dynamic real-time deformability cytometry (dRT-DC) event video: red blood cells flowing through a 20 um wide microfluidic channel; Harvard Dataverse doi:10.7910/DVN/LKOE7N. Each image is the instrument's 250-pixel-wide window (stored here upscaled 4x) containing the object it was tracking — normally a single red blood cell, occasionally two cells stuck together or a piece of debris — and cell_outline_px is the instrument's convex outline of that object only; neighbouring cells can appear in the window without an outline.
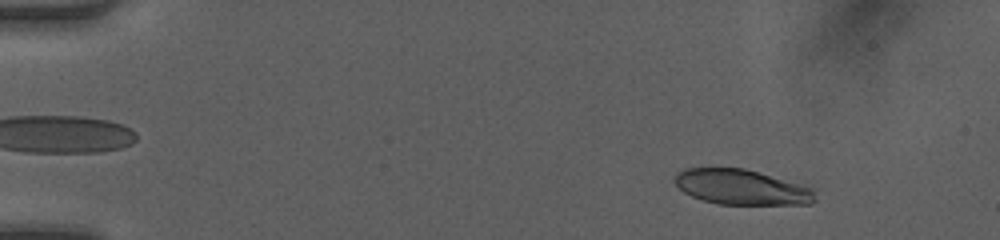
{"species": "human", "species_latin": "Homo sapiens", "temperature_condition": "room temperature", "stored_images_in_passage": 48, "camera_frame_rate_fps": 3000, "um_per_image_px": 0.085, "donor": {"sex": "female"}, "frame": {"image": 1, "passage_image": 6, "time_ms": 1.667, "image_size_px": [1000, 240], "cell_outline_px": [[816, 200], [812, 204], [720, 204], [704, 200], [692, 196], [684, 192], [672, 180], [676, 172], [684, 168], [744, 168], [812, 188]], "centroid_in_image_um": [62.98, 15.9], "position_along_channel_um": 22.0, "area_um2": 28.5}}
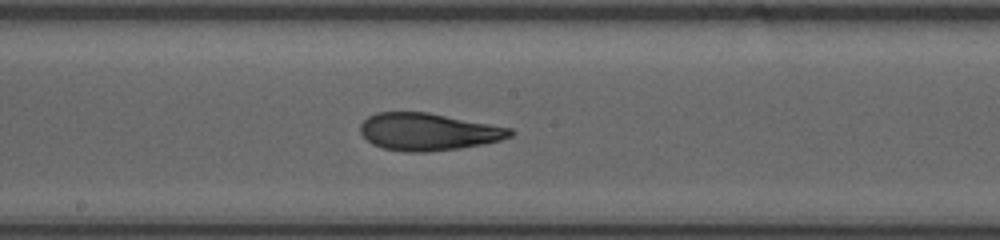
{"frame": {"image": 2, "passage_image": 27, "time_ms": 8.667, "image_size_px": [1000, 240], "cell_outline_px": [[516, 132], [512, 136], [500, 140], [460, 148], [428, 152], [404, 152], [380, 148], [372, 144], [360, 132], [360, 124], [368, 116], [376, 112], [428, 112], [512, 128]], "centroid_in_image_um": [36.38, 11.2], "position_along_channel_um": 211.8, "area_um2": 32.71}}
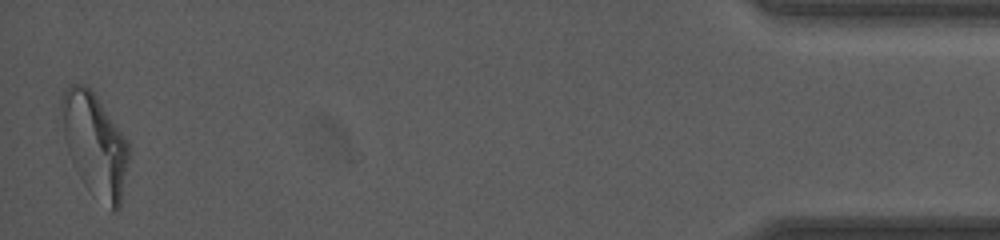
{"frame": {"image": 3, "passage_image": 48, "time_ms": 15.667, "image_size_px": [1000, 240], "cell_outline_px": [[128, 160], [120, 208], [116, 212], [112, 212], [72, 160], [68, 152], [64, 136], [60, 104], [60, 96], [64, 88], [72, 84], [88, 84], [92, 88], [128, 140]], "centroid_in_image_um": [8.07, 12.11], "position_along_channel_um": 427.1, "area_um2": 39.25}, "authors_computed_cell_mechanics": {"area_um2": 32.657, "velocity_mm_per_s": 4.2432, "shape_relaxation_time_tau1_ms": 5.6145, "shape_relaxation_time_tau2_ms": 1.7143, "deformation_change_tau1": 0.2045, "deformation_change_tau2": 0.0926}}